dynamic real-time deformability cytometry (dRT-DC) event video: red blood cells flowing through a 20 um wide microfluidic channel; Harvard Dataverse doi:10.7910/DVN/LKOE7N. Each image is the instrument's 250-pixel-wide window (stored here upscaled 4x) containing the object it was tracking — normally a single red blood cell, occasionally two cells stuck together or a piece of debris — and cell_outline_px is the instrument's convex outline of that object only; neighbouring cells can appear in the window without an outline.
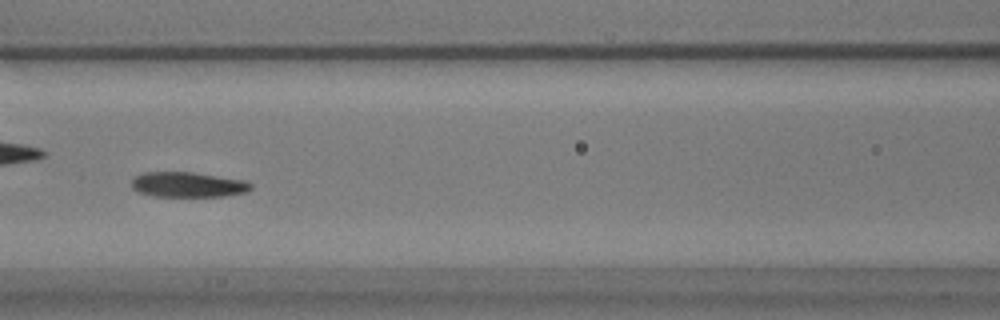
{"species": "common noctule bat (a hibernating species)", "species_latin": "Nyctalus noctula", "temperature_condition": "warm", "stored_images_in_passage": 28, "camera_frame_rate_fps": 3000, "um_per_image_px": 0.085, "animal": {"sex": "male", "body_mass_g": 17.9}, "frame": {"image": 1, "passage_image": 9, "time_ms": 2.667, "image_size_px": [1000, 320], "cell_outline_px": [[252, 188], [244, 192], [224, 196], [152, 196], [140, 192], [132, 188], [132, 180], [136, 176], [144, 172], [192, 172], [244, 180], [252, 184]], "centroid_in_image_um": [15.96, 15.69], "position_along_channel_um": 150.6, "area_um2": 17.28}, "authors_computed_cell_mechanics": {"area_um2": 17.918, "velocity_mm_per_s": 3.6885, "shape_relaxation_time_tau1_ms": 5.0166, "shape_relaxation_time_tau2_ms": 3.7406, "deformation_change_tau1": 0.1339, "deformation_change_tau2": 0.0957}}